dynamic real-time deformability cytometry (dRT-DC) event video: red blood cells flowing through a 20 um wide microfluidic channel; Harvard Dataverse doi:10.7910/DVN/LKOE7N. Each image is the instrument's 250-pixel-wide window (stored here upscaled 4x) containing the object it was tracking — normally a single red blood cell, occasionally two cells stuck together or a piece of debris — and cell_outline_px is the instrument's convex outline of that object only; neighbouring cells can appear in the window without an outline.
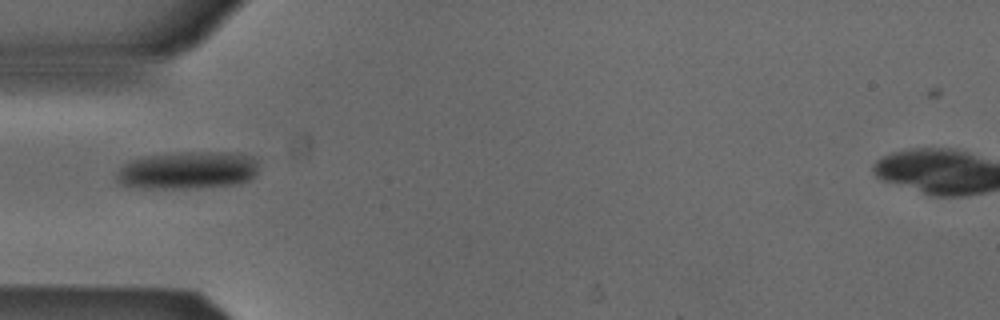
{"species": "Egyptian fruit bat (a non-hibernating species)", "species_latin": "Rousettus aegyptiacus", "temperature_condition": "cold", "stored_images_in_passage": 33, "camera_frame_rate_fps": 3000, "um_per_image_px": 0.085, "animal": {"sex": "male"}, "frame": {"image": 1, "passage_image": 1, "time_ms": 0.0, "image_size_px": [1000, 320], "cell_outline_px": [[256, 172], [248, 180], [240, 184], [200, 188], [136, 188], [120, 184], [116, 180], [116, 172], [128, 160], [144, 156], [180, 152], [240, 152], [252, 156], [256, 160]], "centroid_in_image_um": [15.93, 14.47], "position_along_channel_um": 69.1, "area_um2": 31.62}}
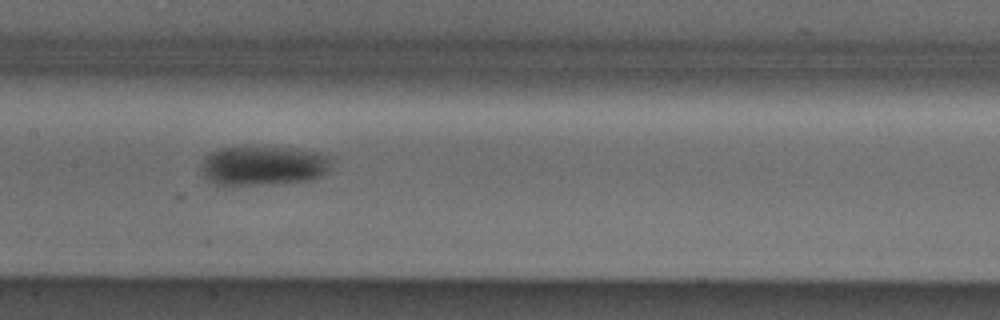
{"frame": {"image": 2, "passage_image": 10, "time_ms": 3.0, "image_size_px": [1000, 320], "cell_outline_px": [[328, 168], [320, 176], [312, 180], [272, 184], [216, 188], [204, 180], [200, 168], [204, 160], [212, 152], [220, 148], [248, 144], [288, 148], [316, 152], [328, 156]], "centroid_in_image_um": [22.21, 14.1], "position_along_channel_um": 185.2, "area_um2": 31.21}}
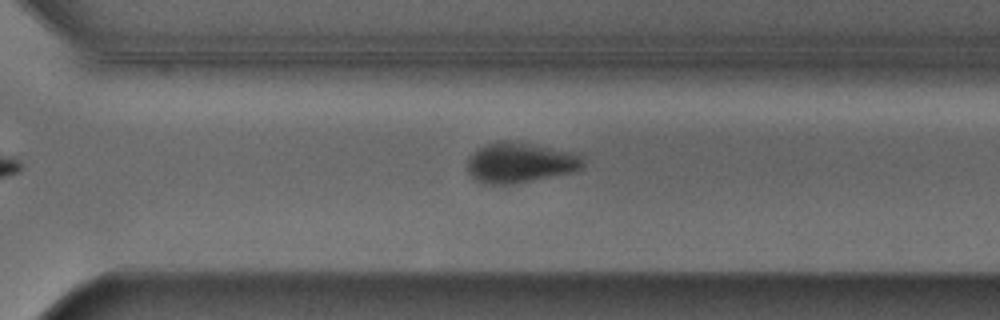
{"frame": {"image": 3, "passage_image": 21, "time_ms": 6.667, "image_size_px": [1000, 320], "cell_outline_px": [[584, 164], [576, 172], [512, 184], [484, 184], [476, 180], [468, 172], [468, 156], [476, 148], [496, 140], [528, 144], [580, 152], [584, 160]], "centroid_in_image_um": [44.23, 13.83], "position_along_channel_um": 326.4, "area_um2": 27.4}, "authors_computed_cell_mechanics": {"area_um2": 29.7092, "velocity_mm_per_s": 3.8728, "shape_relaxation_time_tau1_ms": 2.68, "shape_relaxation_time_tau2_ms": null, "deformation_change_tau1": 0.1065, "deformation_change_tau2": null}}